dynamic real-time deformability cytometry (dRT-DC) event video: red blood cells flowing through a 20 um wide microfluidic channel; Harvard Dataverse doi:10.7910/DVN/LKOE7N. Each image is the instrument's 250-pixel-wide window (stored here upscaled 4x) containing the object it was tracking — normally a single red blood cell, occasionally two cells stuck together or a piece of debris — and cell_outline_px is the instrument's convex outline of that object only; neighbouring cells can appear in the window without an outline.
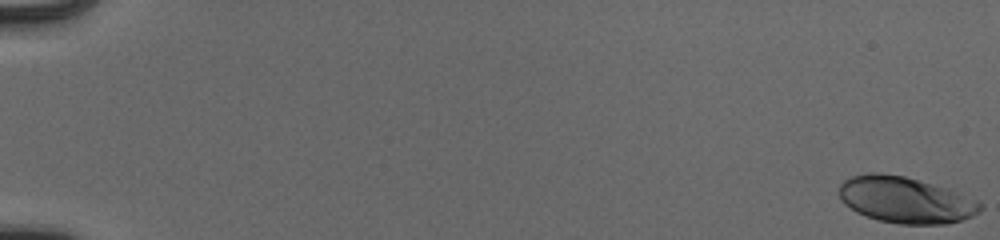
{"species": "human", "species_latin": "Homo sapiens", "temperature_condition": "cold", "stored_images_in_passage": 55, "camera_frame_rate_fps": 3000, "um_per_image_px": 0.085, "donor": {"sex": "male"}, "frame": {"image": 1, "passage_image": 1, "time_ms": 0.0, "image_size_px": [1000, 240], "cell_outline_px": [[984, 208], [972, 216], [948, 224], [900, 224], [880, 220], [856, 212], [844, 204], [840, 196], [840, 184], [844, 180], [852, 176], [868, 172], [876, 172], [904, 176], [944, 188], [976, 200], [984, 204]], "centroid_in_image_um": [76.95, 17.0], "position_along_channel_um": 8.1, "area_um2": 37.63}}
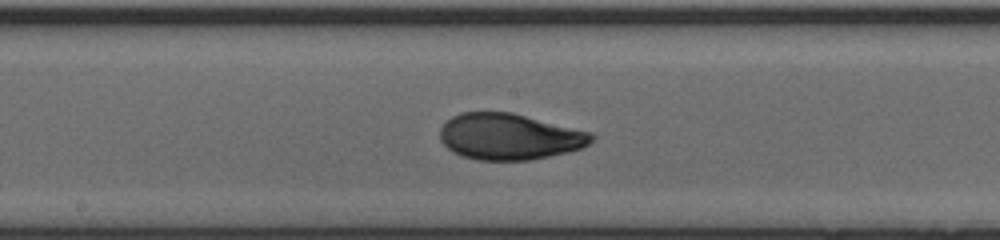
{"frame": {"image": 2, "passage_image": 32, "time_ms": 10.333, "image_size_px": [1000, 240], "cell_outline_px": [[596, 136], [588, 144], [580, 148], [568, 152], [532, 160], [476, 160], [452, 152], [440, 140], [440, 128], [452, 116], [460, 112], [512, 112], [592, 132]], "centroid_in_image_um": [43.3, 11.61], "position_along_channel_um": 204.9, "area_um2": 40.92}}
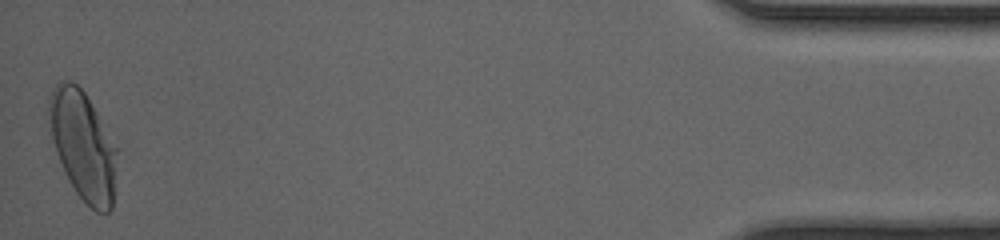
{"frame": {"image": 3, "passage_image": 55, "time_ms": 18.0, "image_size_px": [1000, 240], "cell_outline_px": [[116, 152], [112, 208], [108, 212], [96, 212], [76, 192], [60, 160], [52, 136], [48, 108], [48, 100], [52, 88], [60, 80], [72, 80], [84, 92], [96, 112], [116, 148]], "centroid_in_image_um": [7.04, 12.32], "position_along_channel_um": 428.2, "area_um2": 41.67}, "authors_computed_cell_mechanics": {"area_um2": 40.1132, "velocity_mm_per_s": 3.926, "shape_relaxation_time_tau1_ms": 4.4134, "shape_relaxation_time_tau2_ms": 0.7878, "deformation_change_tau1": 0.1802, "deformation_change_tau2": 0.0484}}